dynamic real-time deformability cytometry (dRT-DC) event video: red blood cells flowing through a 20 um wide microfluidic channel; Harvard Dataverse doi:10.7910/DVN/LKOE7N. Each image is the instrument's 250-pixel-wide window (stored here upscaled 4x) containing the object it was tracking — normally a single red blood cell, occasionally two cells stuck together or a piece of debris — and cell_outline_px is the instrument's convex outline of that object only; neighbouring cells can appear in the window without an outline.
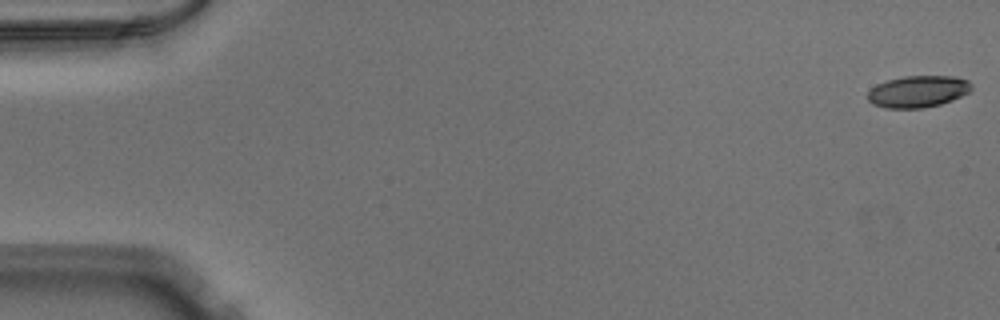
{"species": "Egyptian fruit bat (a non-hibernating species)", "species_latin": "Rousettus aegyptiacus", "temperature_condition": "warm", "stored_images_in_passage": 50, "camera_frame_rate_fps": 3000, "um_per_image_px": 0.085, "animal": {"sex": "male"}, "frame": {"image": 1, "passage_image": 1, "time_ms": 0.0, "image_size_px": [1000, 320], "cell_outline_px": [[972, 88], [968, 92], [952, 100], [940, 104], [924, 108], [884, 108], [872, 104], [868, 100], [868, 92], [876, 84], [888, 80], [904, 76], [956, 76], [968, 80], [972, 84]], "centroid_in_image_um": [78.02, 7.77], "position_along_channel_um": 7.0, "area_um2": 19.25}}
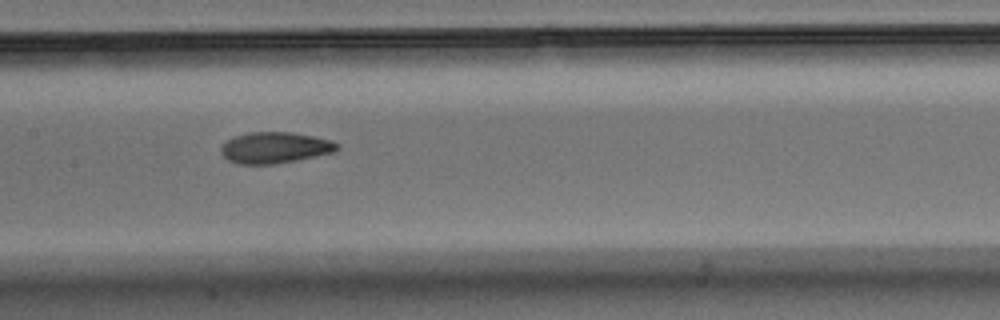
{"frame": {"image": 2, "passage_image": 26, "time_ms": 8.333, "image_size_px": [1000, 320], "cell_outline_px": [[340, 148], [336, 152], [276, 164], [236, 164], [228, 160], [220, 152], [220, 148], [228, 140], [236, 136], [248, 132], [292, 132], [332, 140], [340, 144]], "centroid_in_image_um": [23.4, 12.55], "position_along_channel_um": 184.0, "area_um2": 21.21}}
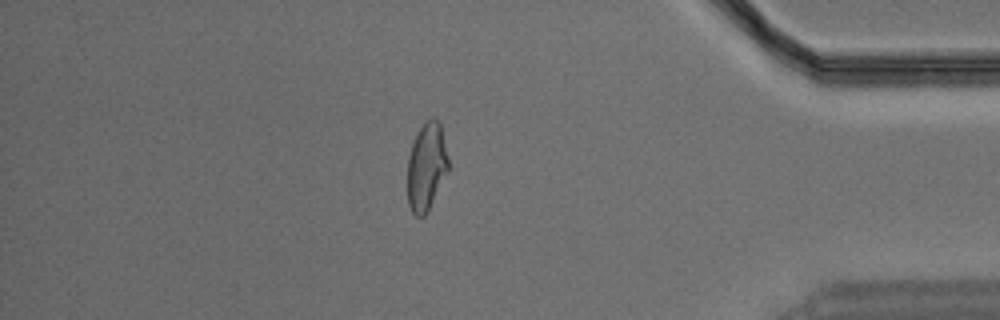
{"frame": {"image": 3, "passage_image": 45, "time_ms": 14.667, "image_size_px": [1000, 320], "cell_outline_px": [[448, 172], [424, 216], [416, 216], [412, 212], [408, 204], [408, 156], [412, 144], [420, 128], [432, 116], [440, 120], [448, 160]], "centroid_in_image_um": [36.25, 14.14], "position_along_channel_um": 398.9, "area_um2": 20.63}}